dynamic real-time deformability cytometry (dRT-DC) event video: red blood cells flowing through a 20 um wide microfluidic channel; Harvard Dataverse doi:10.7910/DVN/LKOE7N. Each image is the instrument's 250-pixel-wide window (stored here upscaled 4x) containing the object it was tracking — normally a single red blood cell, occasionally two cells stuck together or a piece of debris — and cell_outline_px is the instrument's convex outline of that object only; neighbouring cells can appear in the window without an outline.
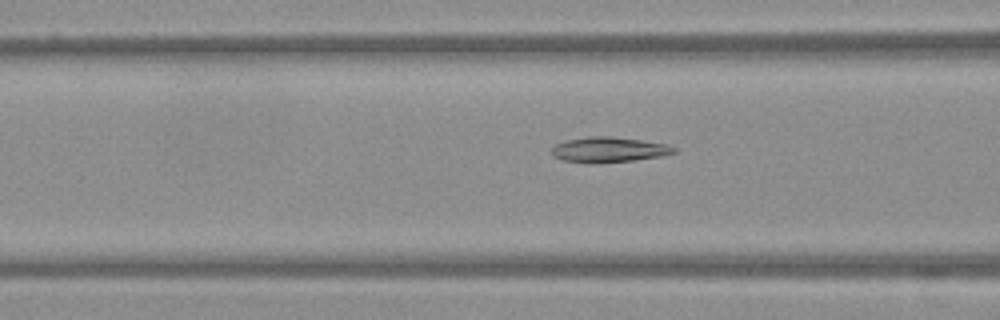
{"species": "Egyptian fruit bat (a non-hibernating species)", "species_latin": "Rousettus aegyptiacus", "temperature_condition": "warm", "stored_images_in_passage": 37, "camera_frame_rate_fps": 3000, "um_per_image_px": 0.085, "frame": {"image": 1, "passage_image": 5, "time_ms": 1.333, "image_size_px": [1000, 320], "cell_outline_px": [[676, 152], [664, 156], [632, 160], [588, 164], [564, 160], [552, 156], [552, 148], [556, 144], [564, 140], [588, 136], [612, 136], [668, 144], [676, 148]], "centroid_in_image_um": [51.74, 12.72], "position_along_channel_um": 114.9, "area_um2": 18.15}}
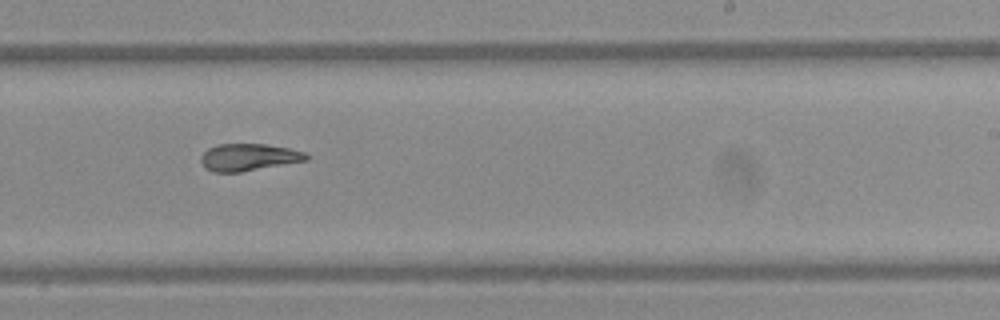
{"frame": {"image": 2, "passage_image": 17, "time_ms": 5.333, "image_size_px": [1000, 320], "cell_outline_px": [[308, 160], [240, 172], [212, 172], [204, 168], [200, 160], [200, 156], [208, 148], [216, 144], [264, 144], [288, 148], [304, 152], [308, 156]], "centroid_in_image_um": [21.08, 13.37], "position_along_channel_um": 267.9, "area_um2": 16.65}}
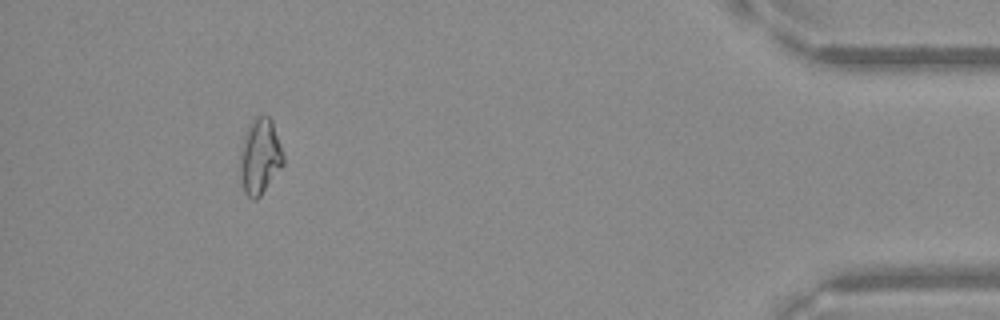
{"frame": {"image": 3, "passage_image": 33, "time_ms": 10.667, "image_size_px": [1000, 320], "cell_outline_px": [[284, 164], [260, 196], [256, 200], [252, 200], [244, 192], [240, 172], [240, 148], [248, 124], [256, 116], [268, 116], [272, 120], [284, 156]], "centroid_in_image_um": [22.09, 13.3], "position_along_channel_um": 413.1, "area_um2": 19.07}}